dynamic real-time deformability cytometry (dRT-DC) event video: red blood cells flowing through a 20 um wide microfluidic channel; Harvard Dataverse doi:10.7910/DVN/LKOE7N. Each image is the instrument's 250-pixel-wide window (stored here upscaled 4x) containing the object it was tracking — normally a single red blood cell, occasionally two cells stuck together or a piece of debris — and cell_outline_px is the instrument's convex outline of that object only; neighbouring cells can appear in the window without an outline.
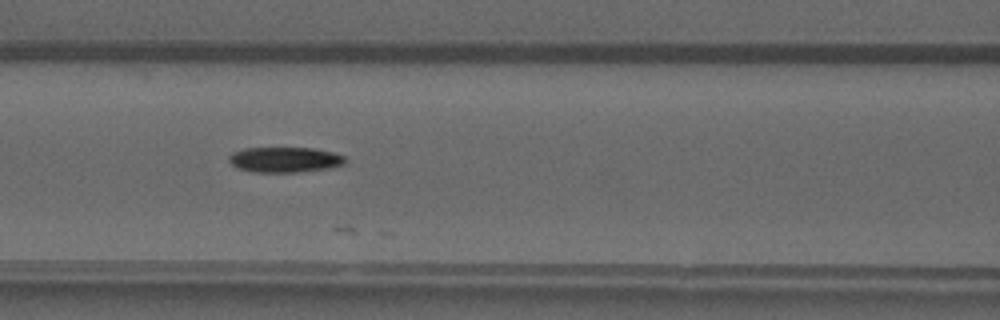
{"species": "common noctule bat (a hibernating species)", "species_latin": "Nyctalus noctula", "temperature_condition": "warm", "stored_images_in_passage": 18, "camera_frame_rate_fps": 3000, "um_per_image_px": 0.085, "animal": {"sex": "male", "forearm_length_mm": 52.5}, "frame": {"image": 1, "passage_image": 11, "time_ms": 3.333, "image_size_px": [1000, 320], "cell_outline_px": [[344, 164], [328, 168], [296, 172], [256, 172], [236, 168], [228, 160], [228, 156], [232, 152], [244, 148], [316, 148], [332, 152], [344, 156]], "centroid_in_image_um": [24.16, 13.56], "position_along_channel_um": 142.4, "area_um2": 17.11}}
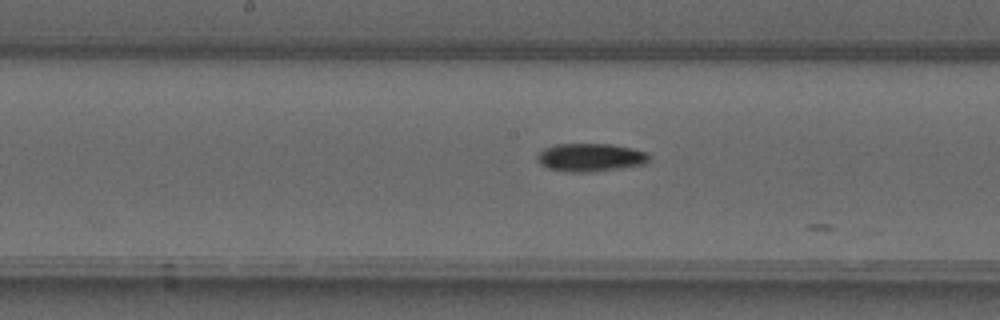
{"frame": {"image": 2, "passage_image": 15, "time_ms": 4.667, "image_size_px": [1000, 320], "cell_outline_px": [[648, 164], [592, 172], [568, 172], [548, 168], [540, 164], [536, 156], [544, 148], [556, 144], [612, 144], [632, 148], [648, 152]], "centroid_in_image_um": [50.2, 13.38], "position_along_channel_um": 198.0, "area_um2": 18.44}}